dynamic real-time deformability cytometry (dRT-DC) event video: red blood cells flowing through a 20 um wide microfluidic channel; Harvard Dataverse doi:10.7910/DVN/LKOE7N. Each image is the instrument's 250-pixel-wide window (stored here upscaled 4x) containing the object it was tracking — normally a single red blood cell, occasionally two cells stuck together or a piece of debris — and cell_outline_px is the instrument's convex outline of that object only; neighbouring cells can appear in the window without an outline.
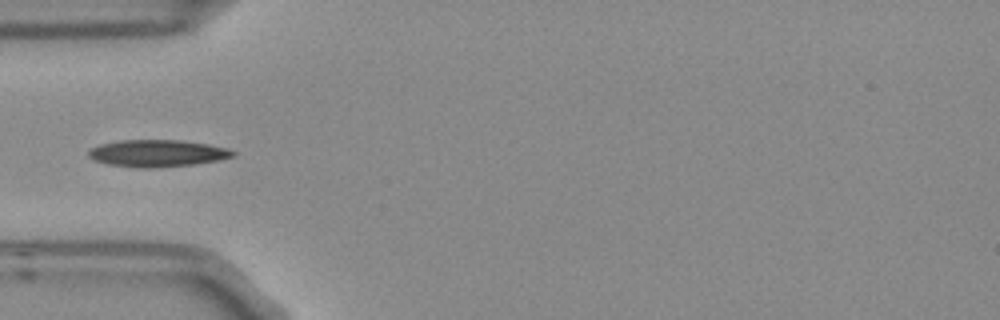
{"species": "Egyptian fruit bat (a non-hibernating species)", "species_latin": "Rousettus aegyptiacus", "temperature_condition": "room temperature", "stored_images_in_passage": 2, "camera_frame_rate_fps": 3000, "um_per_image_px": 0.085, "frame": {"image": 1, "passage_image": 2, "time_ms": 0.333, "image_size_px": [1000, 320], "cell_outline_px": [[236, 156], [220, 160], [196, 164], [156, 168], [136, 168], [108, 164], [92, 160], [88, 156], [88, 152], [92, 148], [100, 144], [120, 140], [176, 140], [208, 144], [228, 148], [236, 152]], "centroid_in_image_um": [13.39, 13.04], "position_along_channel_um": 71.6, "area_um2": 22.95}}